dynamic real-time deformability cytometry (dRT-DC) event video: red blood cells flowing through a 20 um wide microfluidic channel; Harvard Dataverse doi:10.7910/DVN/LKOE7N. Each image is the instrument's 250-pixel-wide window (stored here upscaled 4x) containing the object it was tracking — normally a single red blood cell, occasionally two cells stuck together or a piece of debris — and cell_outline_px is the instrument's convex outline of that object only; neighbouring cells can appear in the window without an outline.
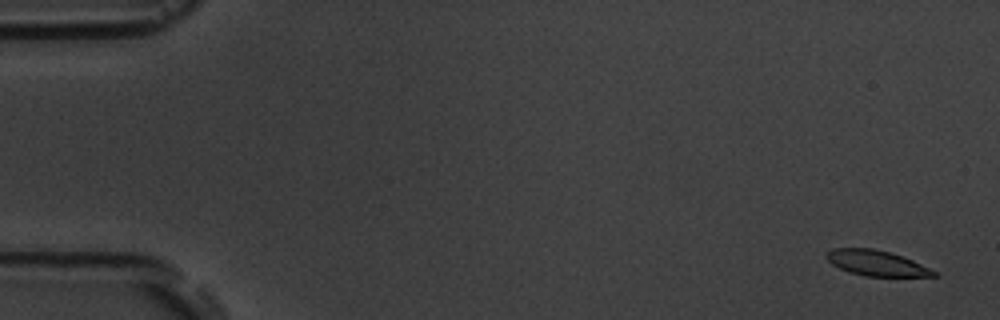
{"species": "common noctule bat (a hibernating species)", "species_latin": "Nyctalus noctula", "temperature_condition": "room temperature", "stored_images_in_passage": 13, "camera_frame_rate_fps": 3000, "um_per_image_px": 0.085, "animal": {"sex": "male", "body_mass_g": 19.5, "forearm_length_mm": 54.6}, "frame": {"image": 1, "passage_image": 1, "time_ms": 0.0, "image_size_px": [1000, 320], "cell_outline_px": [[940, 276], [864, 276], [848, 272], [832, 264], [824, 256], [824, 252], [832, 248], [872, 248], [904, 256], [936, 272]], "centroid_in_image_um": [74.44, 22.35], "position_along_channel_um": 10.6, "area_um2": 15.9}}
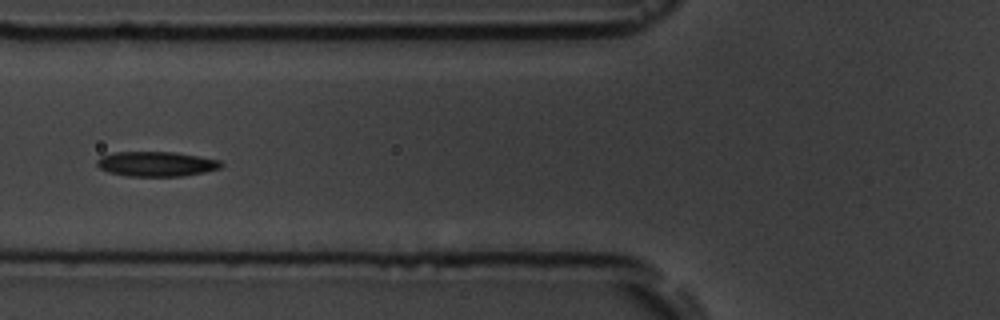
{"frame": {"image": 2, "passage_image": 6, "time_ms": 6.667, "image_size_px": [1000, 320], "cell_outline_px": [[224, 164], [220, 168], [204, 172], [184, 176], [128, 176], [108, 172], [100, 168], [96, 164], [96, 160], [100, 156], [112, 152], [176, 152], [220, 160]], "centroid_in_image_um": [13.27, 13.93], "position_along_channel_um": 112.5, "area_um2": 18.09}}
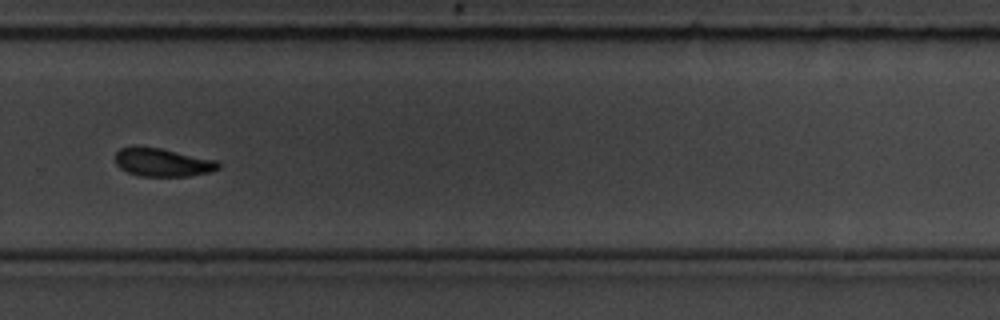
{"frame": {"image": 3, "passage_image": 11, "time_ms": 12.333, "image_size_px": [1000, 320], "cell_outline_px": [[220, 168], [212, 172], [188, 176], [136, 176], [120, 168], [116, 164], [116, 152], [120, 148], [140, 144], [160, 148], [216, 160], [220, 164]], "centroid_in_image_um": [13.79, 13.78], "position_along_channel_um": 316.0, "area_um2": 17.28}, "authors_computed_cell_mechanics": {"area_um2": 17.6868, "velocity_mm_per_s": 3.5923, "shape_relaxation_time_tau1_ms": 5.9893, "shape_relaxation_time_tau2_ms": 7.4554, "deformation_change_tau1": 0.1537, "deformation_change_tau2": 0.125}}